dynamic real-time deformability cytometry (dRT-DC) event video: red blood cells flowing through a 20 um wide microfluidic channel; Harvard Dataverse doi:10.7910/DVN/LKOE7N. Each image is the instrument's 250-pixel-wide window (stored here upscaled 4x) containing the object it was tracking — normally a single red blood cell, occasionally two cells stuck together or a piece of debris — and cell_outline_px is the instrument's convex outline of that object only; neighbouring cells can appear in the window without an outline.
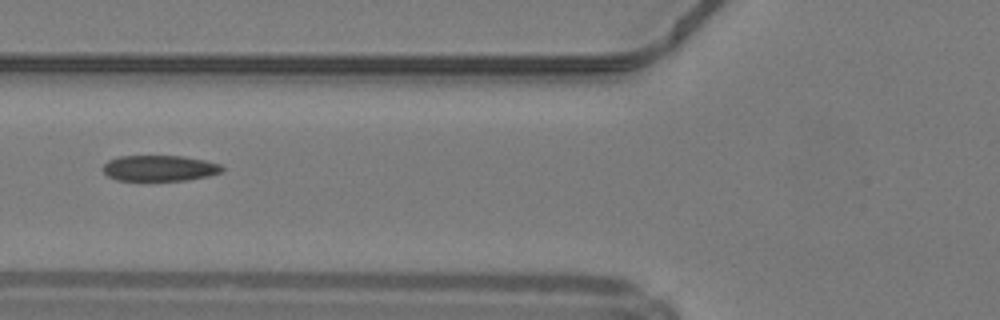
{"species": "common noctule bat (a hibernating species)", "species_latin": "Nyctalus noctula", "temperature_condition": "warm", "stored_images_in_passage": 36, "camera_frame_rate_fps": 3000, "um_per_image_px": 0.085, "animal": {"sex": "male", "body_mass_g": 19.2, "forearm_length_mm": 51.8}, "frame": {"image": 1, "passage_image": 6, "time_ms": 1.667, "image_size_px": [1000, 320], "cell_outline_px": [[224, 172], [208, 176], [188, 180], [116, 180], [108, 176], [104, 172], [104, 164], [108, 160], [120, 156], [184, 156], [204, 160], [220, 164], [224, 168]], "centroid_in_image_um": [13.6, 14.29], "position_along_channel_um": 112.2, "area_um2": 17.92}, "authors_computed_cell_mechanics": {"area_um2": 18.7561, "velocity_mm_per_s": 4.2367, "shape_relaxation_time_tau1_ms": null, "shape_relaxation_time_tau2_ms": 3.1606, "deformation_change_tau1": null, "deformation_change_tau2": 0.0949}}